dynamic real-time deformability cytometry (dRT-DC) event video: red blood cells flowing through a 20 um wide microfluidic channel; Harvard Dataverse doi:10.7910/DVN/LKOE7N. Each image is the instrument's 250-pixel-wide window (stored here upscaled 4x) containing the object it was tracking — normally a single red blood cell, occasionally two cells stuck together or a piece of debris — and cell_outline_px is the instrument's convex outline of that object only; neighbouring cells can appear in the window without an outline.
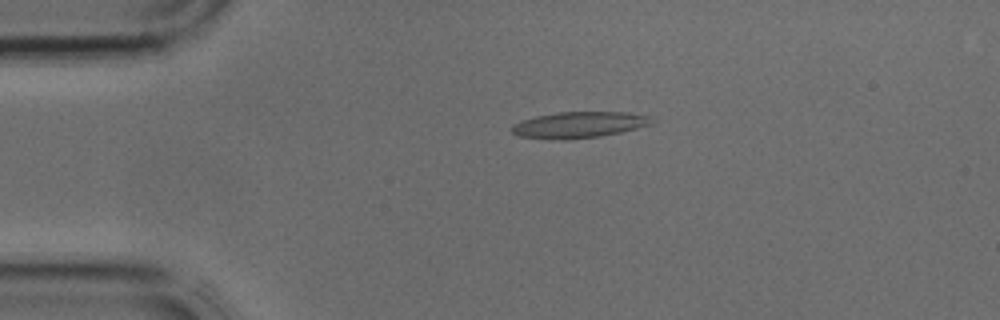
{"species": "common noctule bat (a hibernating species)", "species_latin": "Nyctalus noctula", "temperature_condition": "cold", "stored_images_in_passage": 5, "camera_frame_rate_fps": 3000, "um_per_image_px": 0.085, "animal": {"sex": "male", "body_mass_g": 17.9, "forearm_length_mm": 54.2}, "frame": {"image": 1, "passage_image": 3, "time_ms": 0.667, "image_size_px": [1000, 320], "cell_outline_px": [[656, 120], [652, 124], [620, 132], [600, 136], [564, 140], [560, 140], [520, 136], [512, 132], [508, 128], [512, 124], [536, 116], [556, 112], [628, 112], [652, 116]], "centroid_in_image_um": [49.24, 10.6], "position_along_channel_um": 35.8, "area_um2": 21.44}}
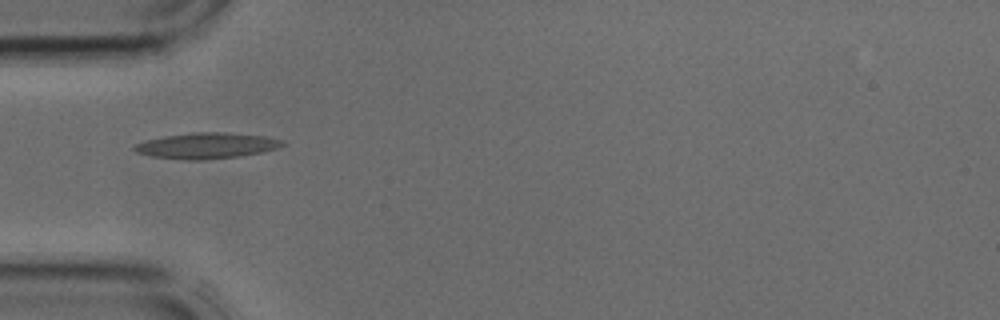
{"frame": {"image": 2, "passage_image": 4, "time_ms": 1.0, "image_size_px": [1000, 320], "cell_outline_px": [[288, 144], [280, 148], [264, 152], [240, 156], [204, 160], [188, 160], [152, 156], [136, 152], [132, 148], [136, 144], [144, 140], [164, 136], [192, 132], [224, 132], [264, 136], [284, 140]], "centroid_in_image_um": [17.62, 12.38], "position_along_channel_um": 67.4, "area_um2": 22.54}}